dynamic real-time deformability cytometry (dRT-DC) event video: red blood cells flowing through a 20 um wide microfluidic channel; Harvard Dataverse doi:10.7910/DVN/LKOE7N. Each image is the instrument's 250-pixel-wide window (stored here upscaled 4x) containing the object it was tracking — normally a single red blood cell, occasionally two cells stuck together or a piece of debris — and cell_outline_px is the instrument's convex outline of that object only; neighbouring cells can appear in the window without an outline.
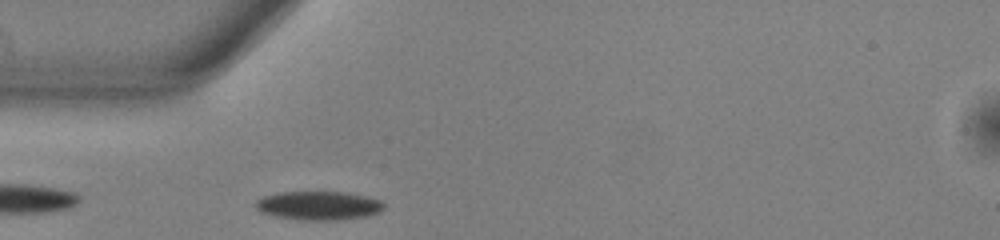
{"species": "common noctule bat (a hibernating species)", "species_latin": "Nyctalus noctula", "temperature_condition": "warm", "stored_images_in_passage": 39, "camera_frame_rate_fps": 3000, "um_per_image_px": 0.085, "animal": {"sex": "male", "body_mass_g": 13.0, "forearm_length_mm": 53.1}, "frame": {"image": 1, "passage_image": 3, "time_ms": 0.667, "image_size_px": [1000, 240], "cell_outline_px": [[384, 208], [380, 212], [368, 216], [336, 220], [300, 220], [272, 216], [260, 212], [256, 208], [256, 200], [264, 196], [276, 192], [348, 192], [368, 196], [380, 200], [384, 204]], "centroid_in_image_um": [27.08, 17.47], "position_along_channel_um": 57.9, "area_um2": 21.79}}
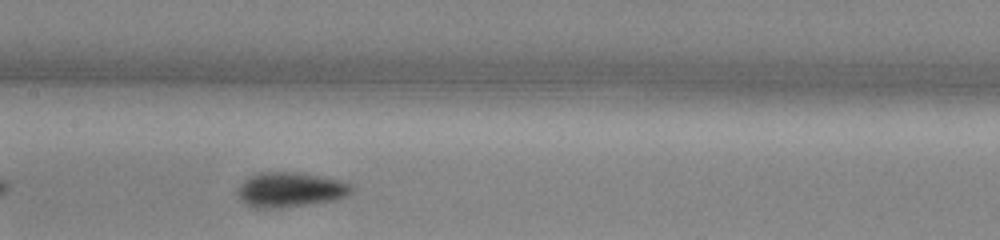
{"frame": {"image": 2, "passage_image": 13, "time_ms": 4.0, "image_size_px": [1000, 240], "cell_outline_px": [[352, 192], [348, 196], [336, 200], [312, 204], [280, 208], [256, 208], [248, 204], [236, 192], [236, 188], [248, 176], [260, 172], [296, 172], [320, 176], [340, 180], [352, 184]], "centroid_in_image_um": [24.7, 16.12], "position_along_channel_um": 182.7, "area_um2": 23.29}}
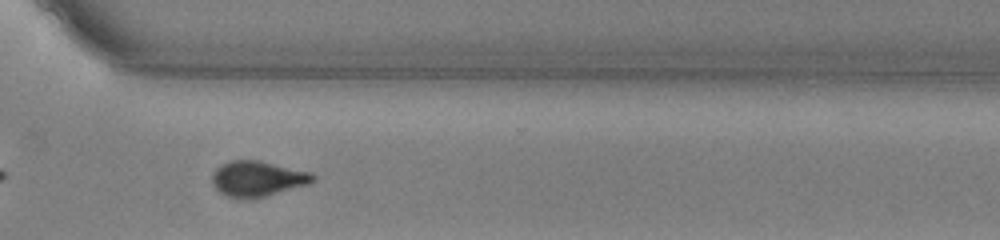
{"frame": {"image": 3, "passage_image": 26, "time_ms": 8.333, "image_size_px": [1000, 240], "cell_outline_px": [[316, 180], [308, 184], [264, 196], [228, 196], [220, 192], [212, 184], [212, 172], [220, 164], [232, 160], [260, 160], [312, 172], [316, 176]], "centroid_in_image_um": [21.91, 15.14], "position_along_channel_um": 348.7, "area_um2": 20.46}, "authors_computed_cell_mechanics": {"area_um2": 21.386, "velocity_mm_per_s": 3.8365, "shape_relaxation_time_tau1_ms": 3.0938, "shape_relaxation_time_tau2_ms": 1.9227, "deformation_change_tau1": 0.1251, "deformation_change_tau2": 0.0634}}